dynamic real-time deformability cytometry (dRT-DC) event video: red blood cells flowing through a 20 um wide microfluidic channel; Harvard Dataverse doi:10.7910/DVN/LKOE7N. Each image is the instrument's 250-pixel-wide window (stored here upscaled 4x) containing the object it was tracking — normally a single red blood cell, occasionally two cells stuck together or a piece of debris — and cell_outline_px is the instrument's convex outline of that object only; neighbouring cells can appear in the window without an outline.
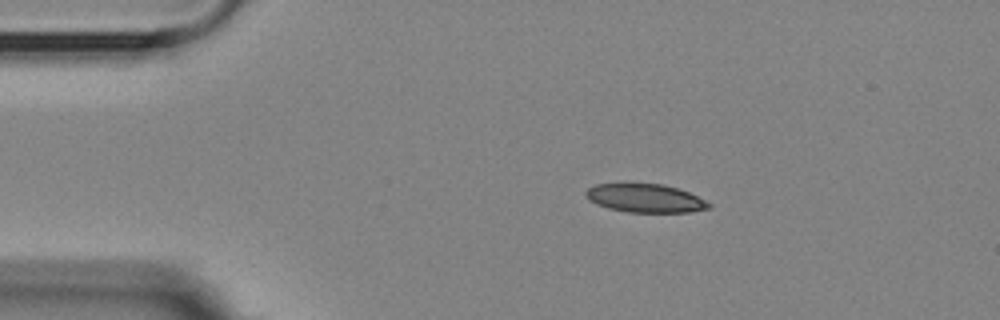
{"species": "Egyptian fruit bat (a non-hibernating species)", "species_latin": "Rousettus aegyptiacus", "temperature_condition": "room temperature", "stored_images_in_passage": 6, "camera_frame_rate_fps": 3000, "um_per_image_px": 0.085, "animal": {"sex": "female"}, "frame": {"image": 1, "passage_image": 3, "time_ms": 3.0, "image_size_px": [1000, 320], "cell_outline_px": [[712, 208], [688, 212], [628, 212], [608, 208], [596, 204], [588, 200], [584, 192], [588, 188], [596, 184], [624, 180], [664, 184], [688, 192], [712, 204]], "centroid_in_image_um": [54.76, 16.79], "position_along_channel_um": 30.2, "area_um2": 21.27}}
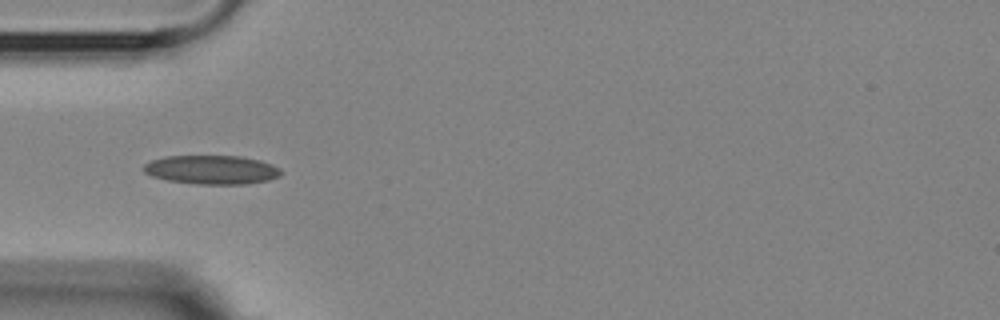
{"frame": {"image": 2, "passage_image": 5, "time_ms": 5.333, "image_size_px": [1000, 320], "cell_outline_px": [[284, 172], [280, 176], [268, 180], [244, 184], [200, 184], [168, 180], [152, 176], [144, 172], [140, 168], [144, 164], [152, 160], [164, 156], [240, 156], [260, 160], [272, 164], [280, 168]], "centroid_in_image_um": [18.0, 14.42], "position_along_channel_um": 67.0, "area_um2": 23.24}}
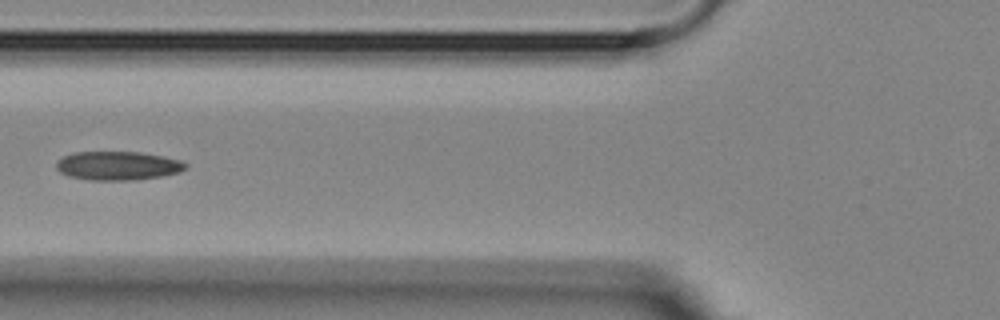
{"frame": {"image": 3, "passage_image": 6, "time_ms": 6.667, "image_size_px": [1000, 320], "cell_outline_px": [[188, 168], [180, 172], [160, 176], [136, 180], [88, 180], [68, 176], [60, 172], [56, 168], [56, 164], [64, 156], [72, 152], [140, 152], [180, 160], [188, 164]], "centroid_in_image_um": [10.02, 14.09], "position_along_channel_um": 115.8, "area_um2": 21.68}}